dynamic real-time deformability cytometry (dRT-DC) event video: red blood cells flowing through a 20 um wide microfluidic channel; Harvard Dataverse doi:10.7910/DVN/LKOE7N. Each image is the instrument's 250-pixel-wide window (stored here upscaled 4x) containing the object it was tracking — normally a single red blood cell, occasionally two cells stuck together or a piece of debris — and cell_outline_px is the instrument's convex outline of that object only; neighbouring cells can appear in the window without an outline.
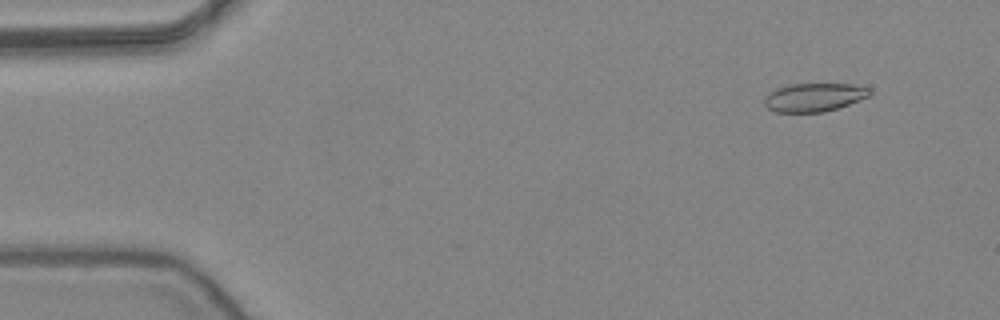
{"species": "common noctule bat (a hibernating species)", "species_latin": "Nyctalus noctula", "temperature_condition": "warm", "stored_images_in_passage": 53, "camera_frame_rate_fps": 3000, "um_per_image_px": 0.085, "animal": {"sex": "female", "body_mass_g": 24.6, "forearm_length_mm": 56.2}, "frame": {"image": 1, "passage_image": 5, "time_ms": 1.333, "image_size_px": [1000, 320], "cell_outline_px": [[872, 92], [868, 96], [860, 100], [824, 112], [776, 112], [768, 108], [764, 104], [764, 96], [768, 92], [776, 88], [788, 84], [852, 84], [868, 88]], "centroid_in_image_um": [69.15, 8.26], "position_along_channel_um": 15.9, "area_um2": 17.46}}
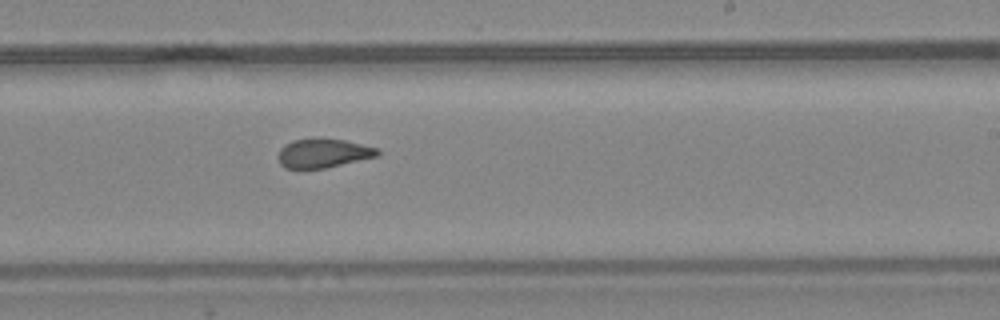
{"frame": {"image": 2, "passage_image": 32, "time_ms": 10.333, "image_size_px": [1000, 320], "cell_outline_px": [[380, 152], [376, 156], [324, 168], [284, 168], [280, 164], [276, 156], [280, 148], [284, 144], [292, 140], [344, 140], [380, 148]], "centroid_in_image_um": [27.43, 13.04], "position_along_channel_um": 261.6, "area_um2": 16.42}}
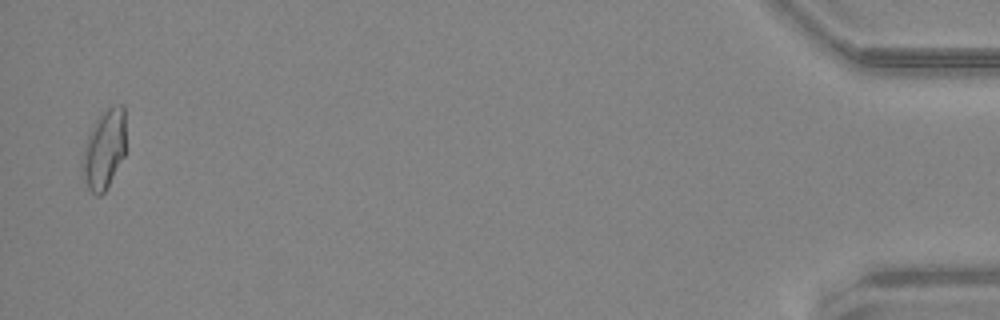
{"frame": {"image": 3, "passage_image": 52, "time_ms": 17.0, "image_size_px": [1000, 320], "cell_outline_px": [[124, 156], [104, 192], [100, 196], [96, 196], [88, 188], [80, 168], [80, 164], [88, 132], [96, 120], [108, 108], [120, 104], [124, 104]], "centroid_in_image_um": [8.82, 12.72], "position_along_channel_um": 426.4, "area_um2": 19.88}, "authors_computed_cell_mechanics": {"area_um2": 18.0914, "velocity_mm_per_s": 3.9015, "shape_relaxation_time_tau1_ms": null, "shape_relaxation_time_tau2_ms": 1.7636, "deformation_change_tau1": null, "deformation_change_tau2": 0.087}}